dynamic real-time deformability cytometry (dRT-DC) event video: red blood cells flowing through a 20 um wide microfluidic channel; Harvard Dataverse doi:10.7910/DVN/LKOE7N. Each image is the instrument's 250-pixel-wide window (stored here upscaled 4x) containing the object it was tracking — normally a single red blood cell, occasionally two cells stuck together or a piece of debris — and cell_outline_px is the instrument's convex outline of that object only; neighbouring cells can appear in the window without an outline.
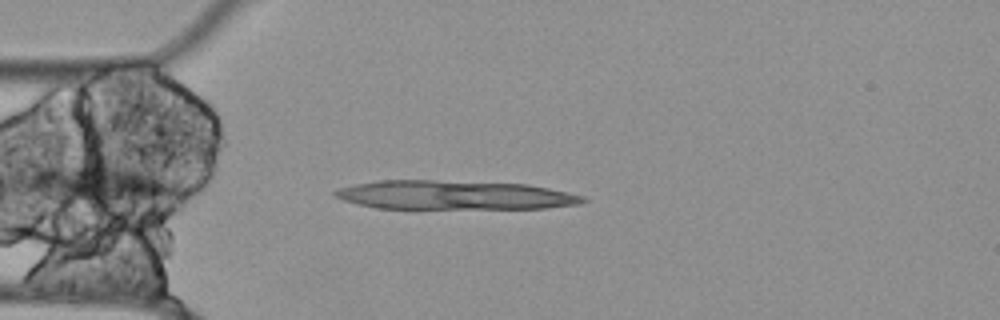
{"species": "Egyptian fruit bat (a non-hibernating species)", "species_latin": "Rousettus aegyptiacus", "temperature_condition": "cold", "stored_images_in_passage": 8, "camera_frame_rate_fps": 3000, "um_per_image_px": 0.085, "animal": {"sex": "female"}, "frame": {"image": 1, "passage_image": 2, "time_ms": 0.333, "image_size_px": [1000, 320], "cell_outline_px": [[588, 200], [580, 204], [544, 208], [376, 208], [344, 200], [336, 196], [332, 192], [340, 188], [356, 184], [380, 180], [432, 180], [528, 184], [568, 192], [584, 196]], "centroid_in_image_um": [38.66, 16.58], "position_along_channel_um": 46.3, "area_um2": 41.56}}
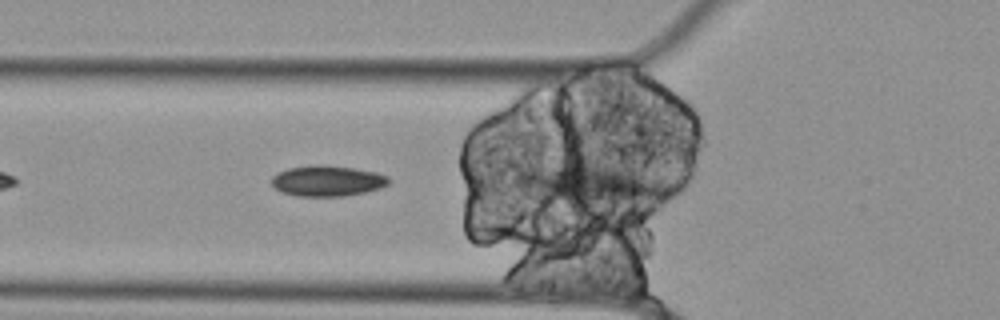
{"frame": {"image": 2, "passage_image": 6, "time_ms": 1.667, "image_size_px": [1000, 320], "cell_outline_px": [[388, 184], [380, 188], [364, 192], [344, 196], [296, 196], [280, 192], [272, 184], [272, 176], [288, 168], [316, 164], [320, 164], [352, 168], [376, 172], [388, 176]], "centroid_in_image_um": [27.8, 15.37], "position_along_channel_um": 98.0, "area_um2": 20.87}}